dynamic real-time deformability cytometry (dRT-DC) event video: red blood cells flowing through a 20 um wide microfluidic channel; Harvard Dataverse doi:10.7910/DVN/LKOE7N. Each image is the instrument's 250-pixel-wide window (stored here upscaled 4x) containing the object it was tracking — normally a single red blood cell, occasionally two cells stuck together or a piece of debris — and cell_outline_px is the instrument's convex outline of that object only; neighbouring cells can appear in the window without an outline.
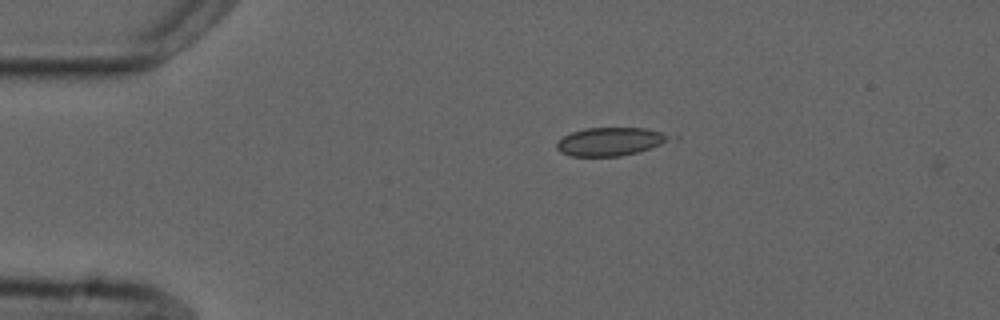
{"species": "common noctule bat (a hibernating species)", "species_latin": "Nyctalus noctula", "temperature_condition": "cold", "stored_images_in_passage": 3, "camera_frame_rate_fps": 3000, "um_per_image_px": 0.085, "animal": {"sex": "male", "forearm_length_mm": 52.5}, "frame": {"image": 1, "passage_image": 2, "time_ms": 0.333, "image_size_px": [1000, 320], "cell_outline_px": [[668, 140], [660, 144], [636, 152], [620, 156], [572, 156], [560, 152], [556, 148], [556, 140], [572, 132], [584, 128], [644, 128], [660, 132], [668, 136]], "centroid_in_image_um": [51.75, 12.03], "position_along_channel_um": 33.2, "area_um2": 18.21}}